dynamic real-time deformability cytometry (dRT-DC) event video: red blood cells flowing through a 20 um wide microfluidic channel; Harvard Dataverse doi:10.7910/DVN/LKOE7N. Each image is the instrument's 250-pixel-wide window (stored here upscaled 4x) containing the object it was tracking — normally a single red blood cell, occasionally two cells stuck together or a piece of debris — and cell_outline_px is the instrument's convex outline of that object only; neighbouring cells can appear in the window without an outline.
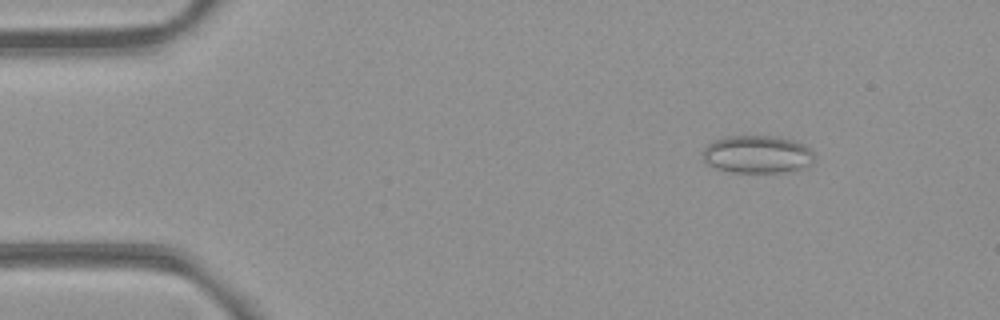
{"species": "common noctule bat (a hibernating species)", "species_latin": "Nyctalus noctula", "temperature_condition": "room temperature", "stored_images_in_passage": 54, "camera_frame_rate_fps": 3000, "um_per_image_px": 0.085, "animal": {"sex": "female", "body_mass_g": 21.9}, "frame": {"image": 1, "passage_image": 7, "time_ms": 2.0, "image_size_px": [1000, 320], "cell_outline_px": [[812, 160], [808, 164], [800, 168], [788, 172], [732, 172], [708, 164], [704, 160], [704, 148], [708, 144], [716, 140], [728, 136], [772, 136], [792, 140], [804, 144], [812, 152]], "centroid_in_image_um": [64.36, 13.11], "position_along_channel_um": 20.6, "area_um2": 23.99}}
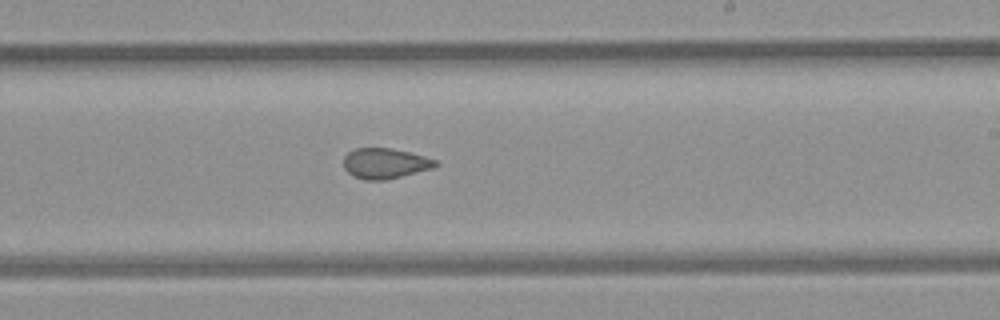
{"frame": {"image": 2, "passage_image": 32, "time_ms": 10.333, "image_size_px": [1000, 320], "cell_outline_px": [[440, 164], [432, 168], [384, 180], [364, 180], [352, 176], [344, 168], [344, 156], [348, 152], [356, 148], [392, 148], [424, 156], [436, 160]], "centroid_in_image_um": [32.7, 13.88], "position_along_channel_um": 256.3, "area_um2": 16.18}}
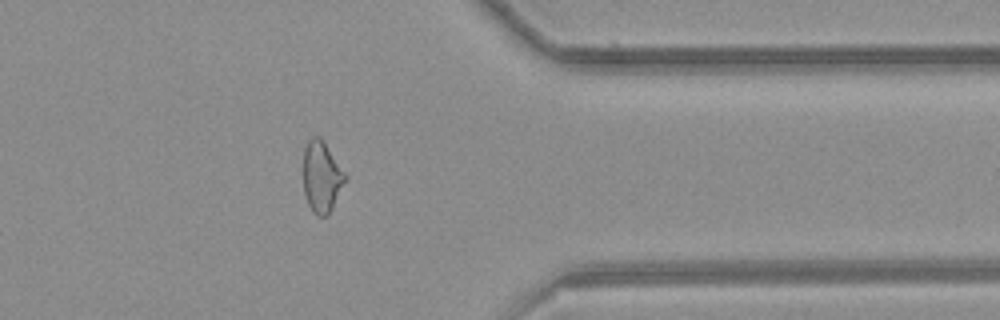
{"frame": {"image": 3, "passage_image": 43, "time_ms": 14.0, "image_size_px": [1000, 320], "cell_outline_px": [[344, 180], [332, 208], [328, 216], [316, 216], [312, 212], [308, 204], [304, 192], [304, 148], [308, 140], [312, 136], [320, 136], [324, 140], [344, 172]], "centroid_in_image_um": [27.3, 15.01], "position_along_channel_um": 384.1, "area_um2": 17.05}, "authors_computed_cell_mechanics": {"area_um2": 18.1203, "velocity_mm_per_s": 3.8669, "shape_relaxation_time_tau1_ms": null, "shape_relaxation_time_tau2_ms": 1.6714, "deformation_change_tau1": null, "deformation_change_tau2": 0.0753}}